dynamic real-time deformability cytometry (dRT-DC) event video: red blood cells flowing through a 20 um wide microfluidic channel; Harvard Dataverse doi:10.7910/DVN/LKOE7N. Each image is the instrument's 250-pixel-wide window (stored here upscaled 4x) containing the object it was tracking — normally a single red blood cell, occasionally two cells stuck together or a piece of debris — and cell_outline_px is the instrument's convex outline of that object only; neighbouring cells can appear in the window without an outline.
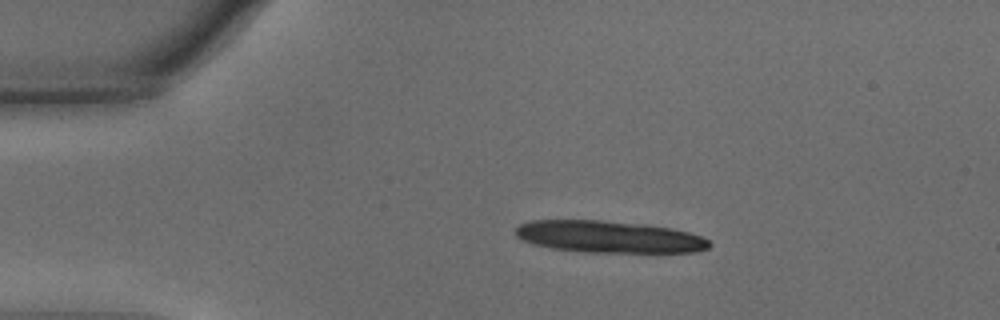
{"species": "common noctule bat (a hibernating species)", "species_latin": "Nyctalus noctula", "temperature_condition": "warm", "stored_images_in_passage": 11, "camera_frame_rate_fps": 3000, "um_per_image_px": 0.085, "animal": {"sex": "male", "body_mass_g": 15.6}, "frame": {"image": 1, "passage_image": 1, "time_ms": 0.0, "image_size_px": [1000, 320], "cell_outline_px": [[712, 244], [708, 248], [696, 252], [584, 252], [552, 248], [532, 244], [520, 240], [516, 236], [516, 228], [520, 224], [532, 220], [600, 220], [644, 224], [672, 228], [688, 232], [700, 236], [708, 240]], "centroid_in_image_um": [51.74, 20.13], "position_along_channel_um": 33.3, "area_um2": 36.13}}
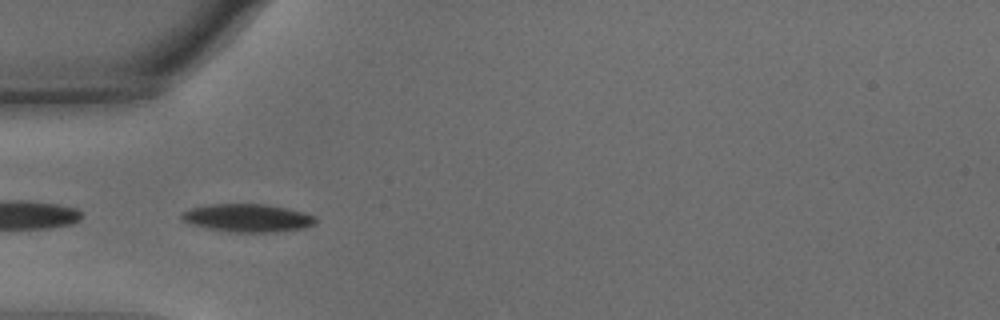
{"frame": {"image": 2, "passage_image": 8, "time_ms": 2.333, "image_size_px": [1000, 320], "cell_outline_px": [[316, 224], [304, 228], [276, 232], [236, 232], [208, 228], [192, 224], [184, 220], [180, 216], [184, 212], [192, 208], [208, 204], [268, 204], [288, 208], [304, 212], [316, 216]], "centroid_in_image_um": [21.12, 18.52], "position_along_channel_um": 63.9, "area_um2": 21.79}}